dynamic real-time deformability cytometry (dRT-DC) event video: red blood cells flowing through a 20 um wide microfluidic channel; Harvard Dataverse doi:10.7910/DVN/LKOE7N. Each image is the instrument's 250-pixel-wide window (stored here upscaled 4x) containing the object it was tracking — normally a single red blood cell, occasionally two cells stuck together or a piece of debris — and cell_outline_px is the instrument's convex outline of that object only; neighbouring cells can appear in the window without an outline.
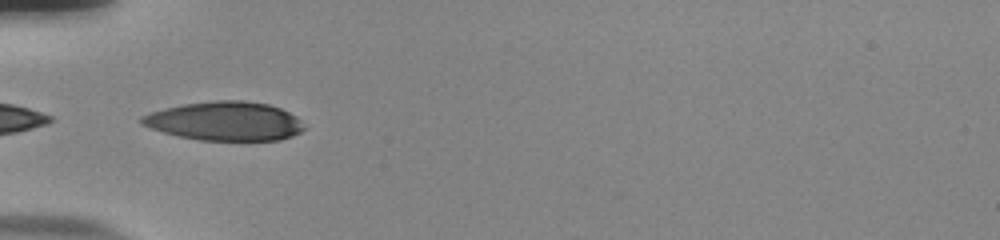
{"species": "human", "species_latin": "Homo sapiens", "temperature_condition": "room temperature", "stored_images_in_passage": 35, "camera_frame_rate_fps": 3000, "um_per_image_px": 0.085, "donor": {"sex": "male"}, "frame": {"image": 1, "passage_image": 1, "time_ms": 0.0, "image_size_px": [1000, 240], "cell_outline_px": [[304, 128], [300, 132], [292, 136], [280, 140], [200, 140], [180, 136], [164, 132], [140, 124], [140, 116], [164, 108], [184, 104], [212, 100], [244, 100], [268, 104], [280, 108], [296, 116], [300, 120]], "centroid_in_image_um": [19.12, 10.29], "position_along_channel_um": 65.9, "area_um2": 36.7}}
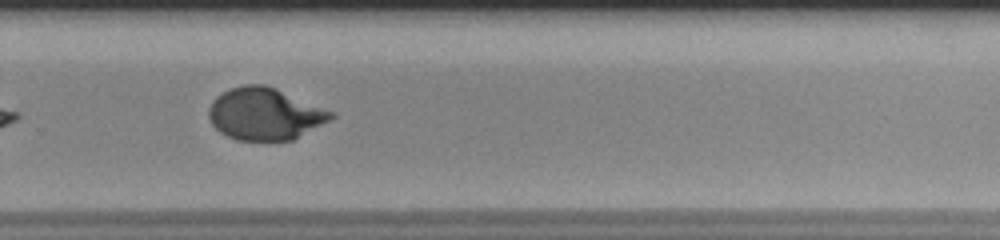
{"frame": {"image": 2, "passage_image": 20, "time_ms": 6.333, "image_size_px": [1000, 240], "cell_outline_px": [[336, 116], [292, 140], [236, 140], [220, 132], [212, 124], [208, 116], [208, 108], [212, 100], [216, 96], [232, 88], [244, 84], [264, 84], [276, 88], [336, 112]], "centroid_in_image_um": [22.5, 9.67], "position_along_channel_um": 307.3, "area_um2": 37.05}}
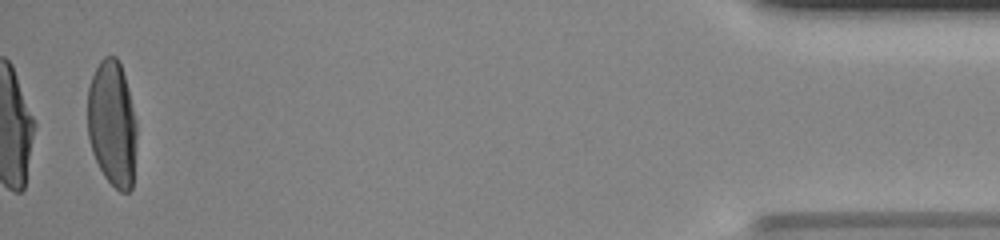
{"frame": {"image": 3, "passage_image": 35, "time_ms": 11.333, "image_size_px": [1000, 240], "cell_outline_px": [[136, 140], [132, 188], [128, 192], [120, 192], [104, 176], [92, 152], [88, 136], [88, 88], [92, 76], [100, 60], [104, 56], [116, 56], [120, 64], [128, 88], [136, 120]], "centroid_in_image_um": [9.54, 10.51], "position_along_channel_um": 425.7, "area_um2": 36.01}, "authors_computed_cell_mechanics": {"area_um2": 37.2232, "velocity_mm_per_s": 3.8611, "shape_relaxation_time_tau1_ms": 3.6671, "shape_relaxation_time_tau2_ms": null, "deformation_change_tau1": 0.2026, "deformation_change_tau2": null}}